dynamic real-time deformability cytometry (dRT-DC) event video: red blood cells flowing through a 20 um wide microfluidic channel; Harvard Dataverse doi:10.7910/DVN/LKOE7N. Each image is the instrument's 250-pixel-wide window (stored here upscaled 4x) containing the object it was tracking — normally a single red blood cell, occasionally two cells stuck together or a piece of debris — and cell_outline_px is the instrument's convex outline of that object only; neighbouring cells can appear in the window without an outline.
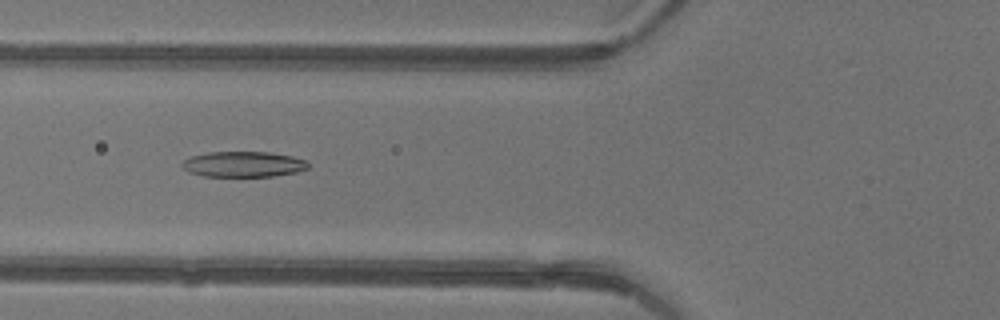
{"species": "common noctule bat (a hibernating species)", "species_latin": "Nyctalus noctula", "temperature_condition": "warm", "stored_images_in_passage": 37, "camera_frame_rate_fps": 3000, "um_per_image_px": 0.085, "animal": {"sex": "female"}, "frame": {"image": 1, "passage_image": 8, "time_ms": 2.333, "image_size_px": [1000, 320], "cell_outline_px": [[308, 168], [296, 172], [276, 176], [204, 176], [188, 172], [180, 164], [184, 160], [192, 156], [208, 152], [268, 152], [292, 156], [308, 160]], "centroid_in_image_um": [20.7, 13.96], "position_along_channel_um": 105.1, "area_um2": 18.79}}
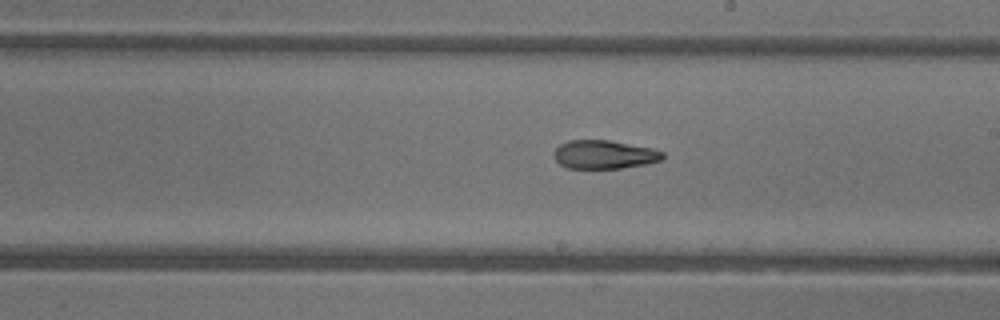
{"frame": {"image": 2, "passage_image": 17, "time_ms": 5.333, "image_size_px": [1000, 320], "cell_outline_px": [[664, 160], [644, 164], [620, 168], [568, 168], [560, 164], [552, 156], [556, 148], [560, 144], [568, 140], [608, 140], [652, 148], [664, 152]], "centroid_in_image_um": [51.35, 13.13], "position_along_channel_um": 237.6, "area_um2": 18.09}}
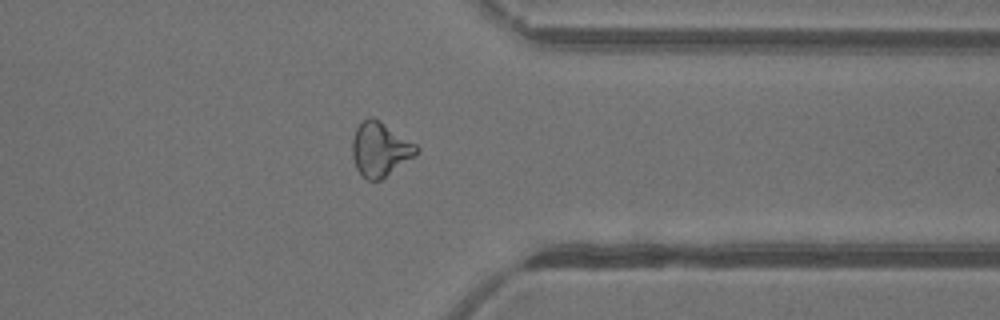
{"frame": {"image": 3, "passage_image": 27, "time_ms": 8.667, "image_size_px": [1000, 320], "cell_outline_px": [[420, 148], [412, 156], [380, 180], [368, 180], [356, 168], [352, 156], [352, 140], [356, 128], [368, 116], [372, 116], [380, 120], [416, 144]], "centroid_in_image_um": [32.27, 12.65], "position_along_channel_um": 379.1, "area_um2": 19.83}, "authors_computed_cell_mechanics": {"area_um2": 19.363, "velocity_mm_per_s": 4.4036, "shape_relaxation_time_tau1_ms": null, "shape_relaxation_time_tau2_ms": 3.7791, "deformation_change_tau1": null, "deformation_change_tau2": 0.138}}